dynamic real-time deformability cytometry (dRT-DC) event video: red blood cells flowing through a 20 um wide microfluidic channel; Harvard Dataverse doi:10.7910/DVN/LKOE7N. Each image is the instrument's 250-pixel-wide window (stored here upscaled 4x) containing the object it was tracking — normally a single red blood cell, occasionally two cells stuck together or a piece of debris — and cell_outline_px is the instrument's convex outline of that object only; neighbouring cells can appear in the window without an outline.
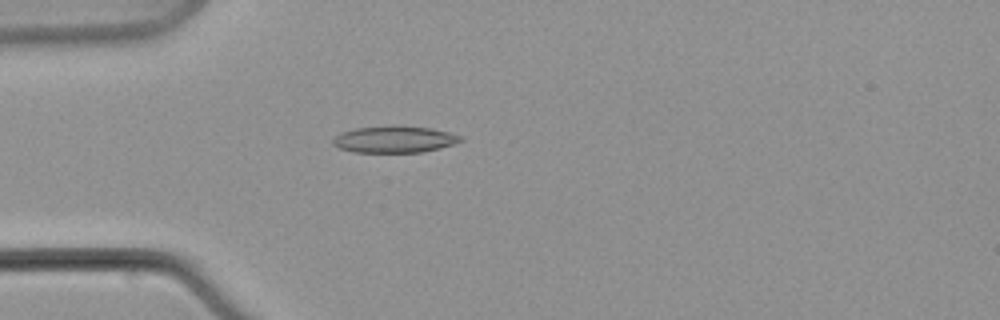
{"species": "common noctule bat (a hibernating species)", "species_latin": "Nyctalus noctula", "temperature_condition": "warm", "stored_images_in_passage": 10, "camera_frame_rate_fps": 3000, "um_per_image_px": 0.085, "animal": {"sex": "male", "body_mass_g": 21.5, "forearm_length_mm": 52.0}, "frame": {"image": 1, "passage_image": 7, "time_ms": 7.333, "image_size_px": [1000, 320], "cell_outline_px": [[464, 140], [440, 148], [420, 152], [352, 152], [340, 148], [332, 144], [332, 140], [340, 132], [356, 128], [392, 124], [432, 128], [448, 132], [460, 136]], "centroid_in_image_um": [33.49, 11.82], "position_along_channel_um": 51.5, "area_um2": 20.06}}
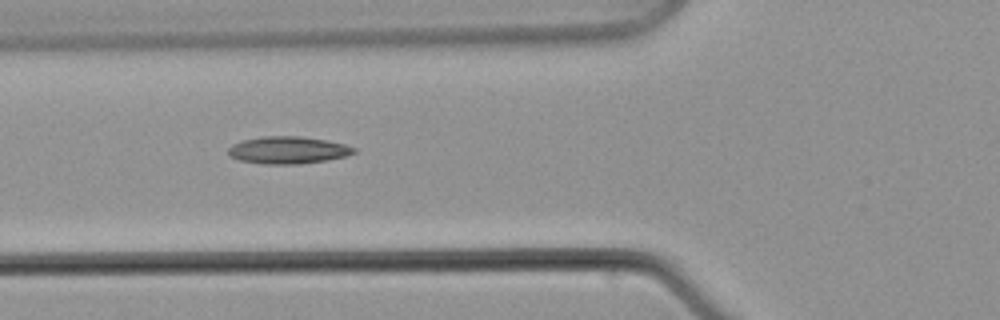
{"frame": {"image": 2, "passage_image": 9, "time_ms": 9.667, "image_size_px": [1000, 320], "cell_outline_px": [[356, 152], [344, 156], [324, 160], [300, 164], [264, 164], [240, 160], [228, 156], [228, 148], [232, 144], [244, 140], [260, 136], [300, 136], [328, 140], [344, 144], [356, 148]], "centroid_in_image_um": [24.45, 12.75], "position_along_channel_um": 101.4, "area_um2": 19.94}}